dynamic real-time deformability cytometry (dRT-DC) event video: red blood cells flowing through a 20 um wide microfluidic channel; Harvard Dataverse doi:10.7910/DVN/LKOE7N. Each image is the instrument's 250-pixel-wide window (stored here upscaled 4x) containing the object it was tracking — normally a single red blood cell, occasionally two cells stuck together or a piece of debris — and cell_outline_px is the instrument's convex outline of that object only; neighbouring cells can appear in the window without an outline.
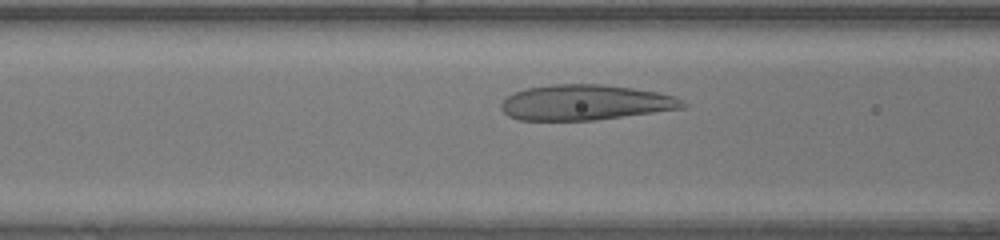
{"species": "human", "species_latin": "Homo sapiens", "temperature_condition": "warm", "stored_images_in_passage": 31, "camera_frame_rate_fps": 3000, "um_per_image_px": 0.085, "donor": {"sex": "female"}, "frame": {"image": 1, "passage_image": 10, "time_ms": 3.0, "image_size_px": [1000, 240], "cell_outline_px": [[688, 104], [684, 108], [596, 120], [516, 120], [508, 116], [500, 108], [500, 104], [512, 92], [524, 88], [552, 84], [604, 84], [632, 88], [656, 92], [672, 96]], "centroid_in_image_um": [49.69, 8.71], "position_along_channel_um": 116.9, "area_um2": 37.51}}
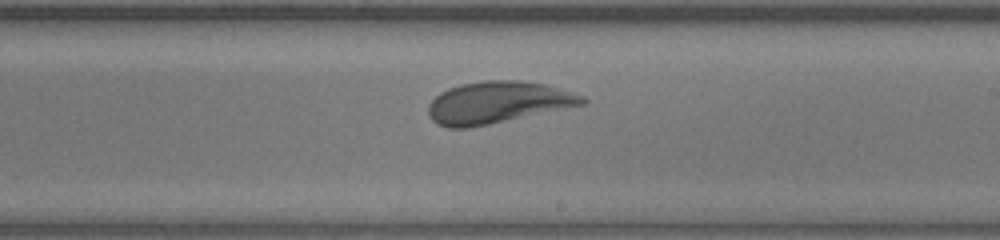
{"frame": {"image": 2, "passage_image": 19, "time_ms": 6.0, "image_size_px": [1000, 240], "cell_outline_px": [[588, 100], [584, 104], [488, 124], [468, 128], [448, 128], [436, 124], [428, 116], [428, 104], [440, 92], [448, 88], [460, 84], [484, 80], [520, 80], [544, 84], [584, 96]], "centroid_in_image_um": [42.24, 8.7], "position_along_channel_um": 246.8, "area_um2": 37.34}}
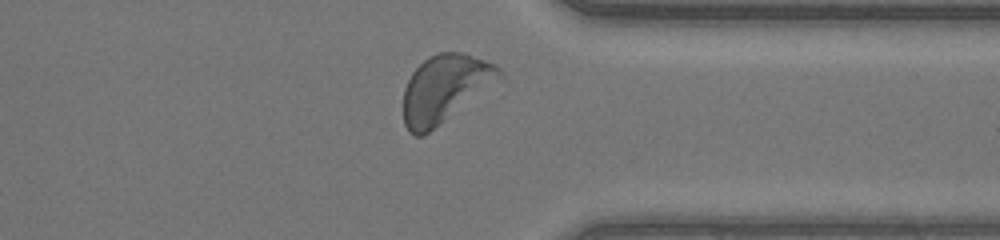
{"frame": {"image": 3, "passage_image": 28, "time_ms": 9.0, "image_size_px": [1000, 240], "cell_outline_px": [[504, 76], [424, 136], [416, 136], [408, 132], [404, 124], [404, 88], [412, 72], [428, 56], [436, 52], [464, 52], [496, 64], [504, 72]], "centroid_in_image_um": [37.8, 7.51], "position_along_channel_um": 373.6, "area_um2": 37.57}, "authors_computed_cell_mechanics": {"area_um2": 37.1654, "velocity_mm_per_s": 4.3441, "shape_relaxation_time_tau1_ms": 6.8646, "shape_relaxation_time_tau2_ms": 0.9524, "deformation_change_tau1": 0.2463, "deformation_change_tau2": 0.0745}}